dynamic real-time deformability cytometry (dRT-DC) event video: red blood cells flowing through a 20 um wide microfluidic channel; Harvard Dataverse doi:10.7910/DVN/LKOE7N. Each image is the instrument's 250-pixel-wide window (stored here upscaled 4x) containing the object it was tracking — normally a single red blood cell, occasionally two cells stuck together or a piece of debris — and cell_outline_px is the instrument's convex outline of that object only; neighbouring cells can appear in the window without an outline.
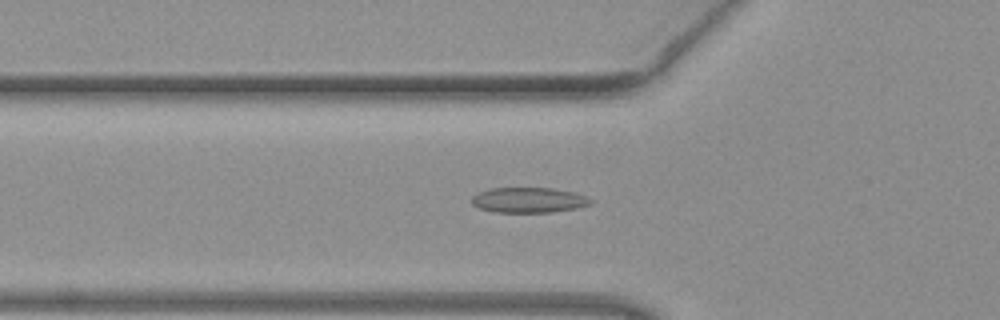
{"species": "common noctule bat (a hibernating species)", "species_latin": "Nyctalus noctula", "temperature_condition": "warm", "stored_images_in_passage": 45, "camera_frame_rate_fps": 3000, "um_per_image_px": 0.085, "animal": {"sex": "female", "body_mass_g": 19.3, "forearm_length_mm": 54.1}, "frame": {"image": 1, "passage_image": 12, "time_ms": 3.667, "image_size_px": [1000, 320], "cell_outline_px": [[592, 204], [576, 208], [552, 212], [492, 212], [480, 208], [472, 204], [472, 196], [488, 188], [552, 188], [572, 192], [584, 196], [592, 200]], "centroid_in_image_um": [44.92, 17.01], "position_along_channel_um": 80.9, "area_um2": 17.4}}
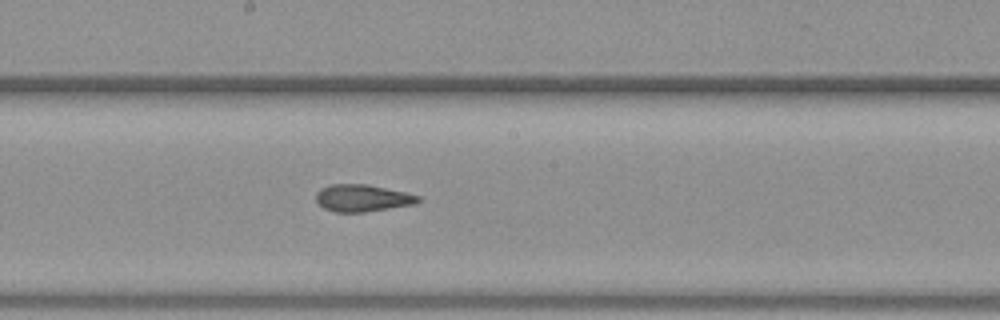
{"frame": {"image": 2, "passage_image": 22, "time_ms": 7.0, "image_size_px": [1000, 320], "cell_outline_px": [[420, 200], [416, 204], [364, 212], [336, 212], [324, 208], [316, 200], [316, 192], [320, 188], [332, 184], [368, 184], [404, 192], [420, 196]], "centroid_in_image_um": [30.8, 16.83], "position_along_channel_um": 217.4, "area_um2": 16.07}}
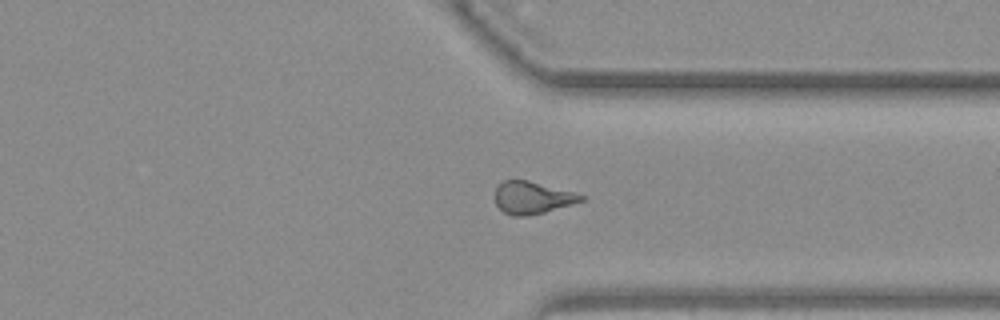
{"frame": {"image": 3, "passage_image": 33, "time_ms": 10.667, "image_size_px": [1000, 320], "cell_outline_px": [[588, 196], [584, 200], [572, 204], [544, 212], [528, 216], [512, 216], [504, 212], [496, 204], [496, 188], [504, 180], [528, 180]], "centroid_in_image_um": [45.26, 16.81], "position_along_channel_um": 366.1, "area_um2": 16.07}, "authors_computed_cell_mechanics": {"area_um2": 16.7042, "velocity_mm_per_s": 4.0671, "shape_relaxation_time_tau1_ms": 11.3581, "shape_relaxation_time_tau2_ms": 2.0054, "deformation_change_tau1": 0.2397, "deformation_change_tau2": 0.0942}}